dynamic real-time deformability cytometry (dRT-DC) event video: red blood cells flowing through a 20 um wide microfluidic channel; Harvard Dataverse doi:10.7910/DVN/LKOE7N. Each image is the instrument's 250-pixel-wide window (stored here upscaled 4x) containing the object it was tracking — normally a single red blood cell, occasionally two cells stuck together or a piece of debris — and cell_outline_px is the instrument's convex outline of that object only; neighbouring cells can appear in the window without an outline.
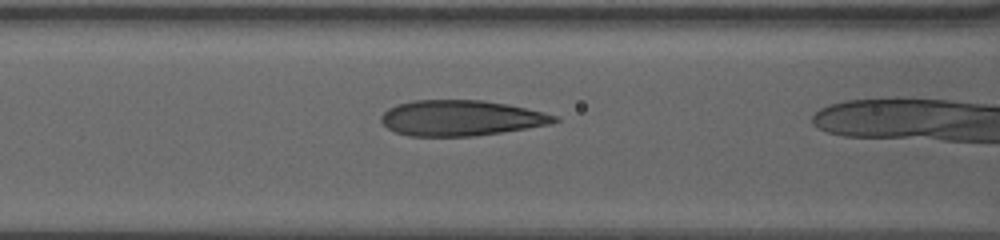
{"species": "human", "species_latin": "Homo sapiens", "temperature_condition": "warm", "stored_images_in_passage": 9, "camera_frame_rate_fps": 3000, "um_per_image_px": 0.085, "donor": {"sex": "female"}, "frame": {"image": 1, "passage_image": 8, "time_ms": 2.333, "image_size_px": [1000, 240], "cell_outline_px": [[560, 120], [548, 124], [500, 132], [472, 136], [408, 136], [396, 132], [388, 128], [380, 120], [380, 116], [388, 108], [396, 104], [412, 100], [484, 100], [508, 104], [544, 112], [556, 116]], "centroid_in_image_um": [39.13, 10.02], "position_along_channel_um": 127.5, "area_um2": 35.78}}